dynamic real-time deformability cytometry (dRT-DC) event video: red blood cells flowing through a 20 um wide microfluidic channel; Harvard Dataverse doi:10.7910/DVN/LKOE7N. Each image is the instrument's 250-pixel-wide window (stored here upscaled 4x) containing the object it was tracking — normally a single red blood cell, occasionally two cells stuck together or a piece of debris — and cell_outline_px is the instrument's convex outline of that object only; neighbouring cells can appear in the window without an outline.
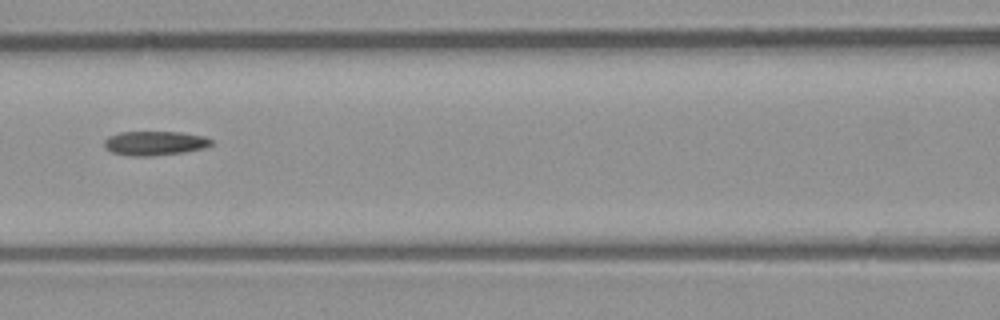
{"species": "common noctule bat (a hibernating species)", "species_latin": "Nyctalus noctula", "temperature_condition": "room temperature", "stored_images_in_passage": 7, "camera_frame_rate_fps": 3000, "um_per_image_px": 0.085, "animal": {"sex": "male", "body_mass_g": 23.1, "forearm_length_mm": 52.7}, "frame": {"image": 1, "passage_image": 7, "time_ms": 2.0, "image_size_px": [1000, 320], "cell_outline_px": [[212, 144], [208, 148], [184, 152], [152, 156], [132, 156], [112, 152], [104, 148], [104, 140], [108, 136], [120, 132], [180, 132], [204, 136], [212, 140]], "centroid_in_image_um": [13.16, 12.17], "position_along_channel_um": 153.4, "area_um2": 15.26}}